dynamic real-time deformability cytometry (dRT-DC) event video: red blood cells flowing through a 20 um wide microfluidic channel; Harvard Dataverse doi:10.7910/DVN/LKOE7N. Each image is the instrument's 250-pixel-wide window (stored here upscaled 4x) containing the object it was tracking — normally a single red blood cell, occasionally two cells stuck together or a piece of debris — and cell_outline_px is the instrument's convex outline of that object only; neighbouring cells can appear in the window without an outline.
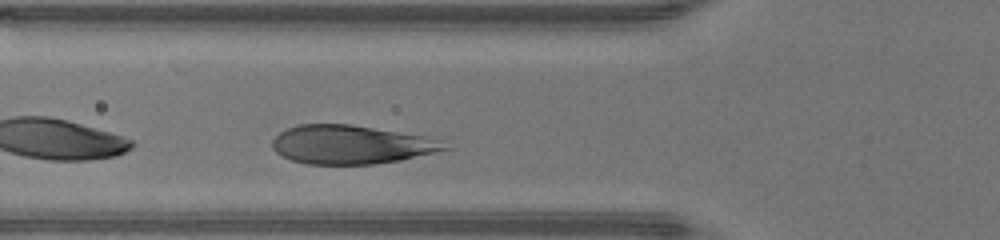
{"species": "human", "species_latin": "Homo sapiens", "temperature_condition": "warm", "stored_images_in_passage": 28, "camera_frame_rate_fps": 3000, "um_per_image_px": 0.085, "donor": {"sex": "male"}, "frame": {"image": 1, "passage_image": 7, "time_ms": 2.0, "image_size_px": [1000, 240], "cell_outline_px": [[452, 148], [436, 152], [400, 160], [376, 164], [308, 164], [292, 160], [276, 152], [272, 148], [272, 140], [280, 132], [288, 128], [300, 124], [348, 124], [428, 136]], "centroid_in_image_um": [29.83, 12.29], "position_along_channel_um": 96.0, "area_um2": 38.61}}
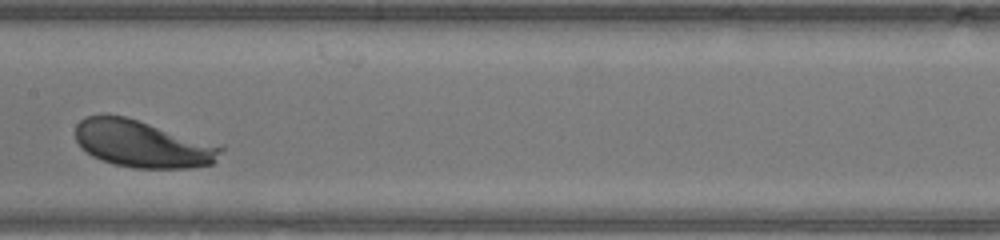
{"frame": {"image": 2, "passage_image": 14, "time_ms": 4.333, "image_size_px": [1000, 240], "cell_outline_px": [[224, 148], [216, 160], [212, 164], [192, 168], [132, 168], [100, 160], [92, 156], [80, 148], [76, 140], [76, 124], [80, 120], [88, 116], [124, 116], [224, 144]], "centroid_in_image_um": [12.19, 12.24], "position_along_channel_um": 195.2, "area_um2": 40.34}}
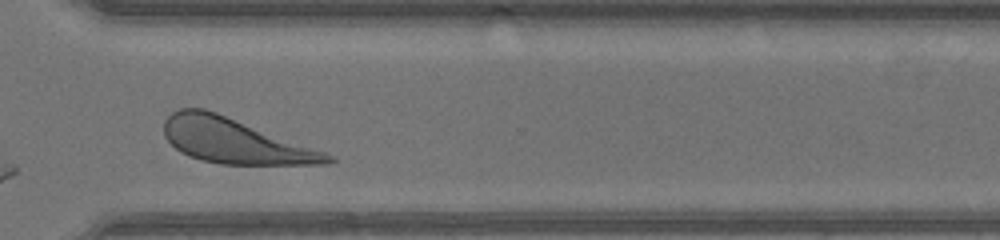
{"frame": {"image": 3, "passage_image": 25, "time_ms": 8.0, "image_size_px": [1000, 240], "cell_outline_px": [[336, 160], [328, 164], [220, 164], [200, 160], [188, 156], [180, 152], [164, 136], [164, 120], [172, 112], [180, 108], [204, 108], [216, 112], [324, 152], [332, 156]], "centroid_in_image_um": [19.89, 11.98], "position_along_channel_um": 350.7, "area_um2": 42.19}, "authors_computed_cell_mechanics": {"area_um2": 40.46, "velocity_mm_per_s": 4.2455, "shape_relaxation_time_tau1_ms": 0.9179, "shape_relaxation_time_tau2_ms": null, "deformation_change_tau1": 0.1059, "deformation_change_tau2": null}}